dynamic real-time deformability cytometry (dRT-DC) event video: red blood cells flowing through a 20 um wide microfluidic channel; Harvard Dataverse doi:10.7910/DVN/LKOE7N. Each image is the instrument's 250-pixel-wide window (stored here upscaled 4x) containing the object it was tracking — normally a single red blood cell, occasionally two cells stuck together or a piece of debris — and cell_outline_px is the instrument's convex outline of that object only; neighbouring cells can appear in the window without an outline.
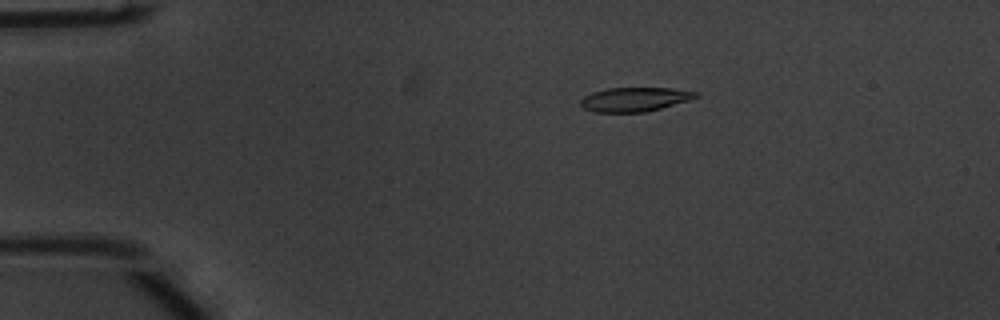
{"species": "common noctule bat (a hibernating species)", "species_latin": "Nyctalus noctula", "temperature_condition": "warm", "stored_images_in_passage": 54, "camera_frame_rate_fps": 3000, "um_per_image_px": 0.085, "animal": {"sex": "male", "body_mass_g": 20.1, "forearm_length_mm": 53.5}, "frame": {"image": 1, "passage_image": 11, "time_ms": 3.333, "image_size_px": [1000, 320], "cell_outline_px": [[700, 96], [688, 100], [660, 108], [644, 112], [596, 112], [584, 108], [580, 104], [580, 100], [584, 96], [592, 92], [608, 88], [668, 88], [700, 92]], "centroid_in_image_um": [53.94, 8.44], "position_along_channel_um": 31.1, "area_um2": 16.07}}
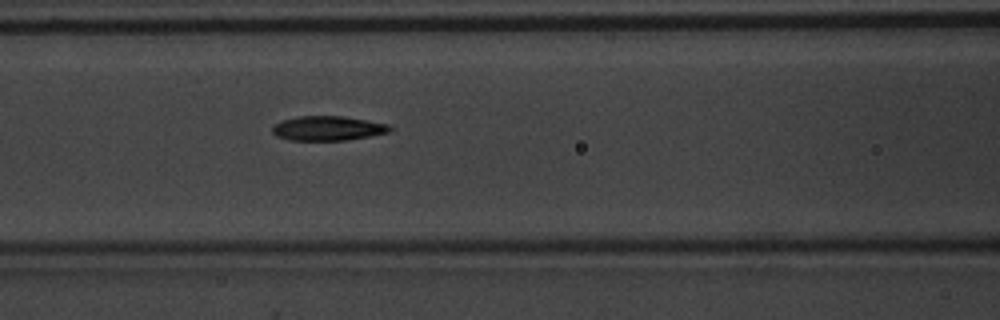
{"frame": {"image": 2, "passage_image": 24, "time_ms": 7.667, "image_size_px": [1000, 320], "cell_outline_px": [[392, 132], [348, 140], [288, 140], [276, 136], [272, 132], [272, 124], [296, 116], [344, 116], [368, 120], [388, 124], [392, 128]], "centroid_in_image_um": [27.87, 10.9], "position_along_channel_um": 138.7, "area_um2": 16.99}}
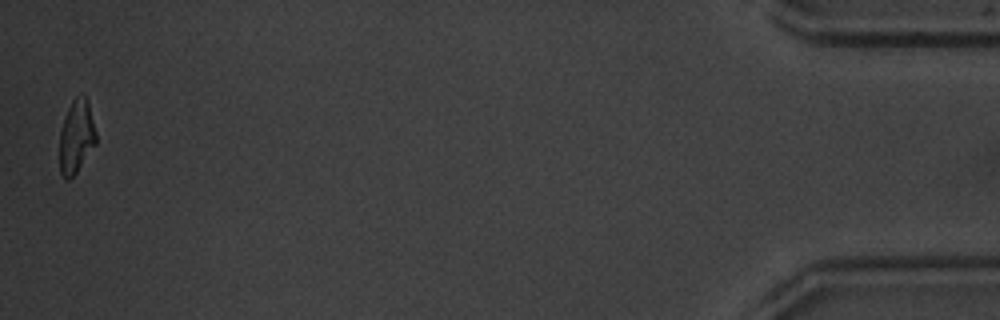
{"frame": {"image": 3, "passage_image": 54, "time_ms": 17.667, "image_size_px": [1000, 320], "cell_outline_px": [[96, 144], [76, 172], [68, 180], [64, 180], [60, 172], [60, 132], [68, 108], [72, 100], [80, 92], [84, 92], [88, 100], [96, 132]], "centroid_in_image_um": [6.5, 11.57], "position_along_channel_um": 428.7, "area_um2": 15.66}, "authors_computed_cell_mechanics": {"area_um2": 16.9932, "velocity_mm_per_s": 3.7758, "shape_relaxation_time_tau1_ms": 3.4705, "shape_relaxation_time_tau2_ms": 2.1595, "deformation_change_tau1": 0.1936, "deformation_change_tau2": 0.0934}}